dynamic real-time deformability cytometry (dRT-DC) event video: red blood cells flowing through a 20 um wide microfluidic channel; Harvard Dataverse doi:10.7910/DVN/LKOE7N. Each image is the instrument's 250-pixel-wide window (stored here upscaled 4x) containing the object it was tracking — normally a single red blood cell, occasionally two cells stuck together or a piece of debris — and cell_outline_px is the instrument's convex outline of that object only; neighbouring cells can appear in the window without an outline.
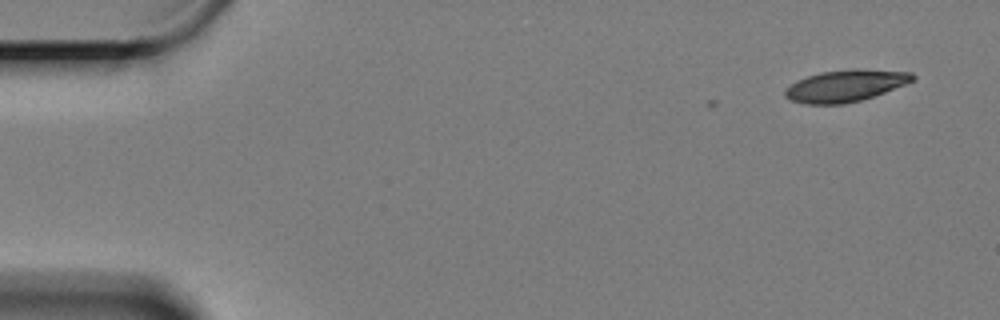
{"species": "Egyptian fruit bat (a non-hibernating species)", "species_latin": "Rousettus aegyptiacus", "temperature_condition": "cold", "stored_images_in_passage": 3, "camera_frame_rate_fps": 3000, "um_per_image_px": 0.085, "animal": {"sex": "female"}, "frame": {"image": 1, "passage_image": 3, "time_ms": 0.667, "image_size_px": [1000, 320], "cell_outline_px": [[916, 80], [884, 92], [860, 100], [844, 104], [804, 104], [788, 100], [784, 96], [784, 92], [796, 80], [820, 72], [856, 68], [912, 72], [916, 76]], "centroid_in_image_um": [71.87, 7.28], "position_along_channel_um": 13.1, "area_um2": 23.7}}